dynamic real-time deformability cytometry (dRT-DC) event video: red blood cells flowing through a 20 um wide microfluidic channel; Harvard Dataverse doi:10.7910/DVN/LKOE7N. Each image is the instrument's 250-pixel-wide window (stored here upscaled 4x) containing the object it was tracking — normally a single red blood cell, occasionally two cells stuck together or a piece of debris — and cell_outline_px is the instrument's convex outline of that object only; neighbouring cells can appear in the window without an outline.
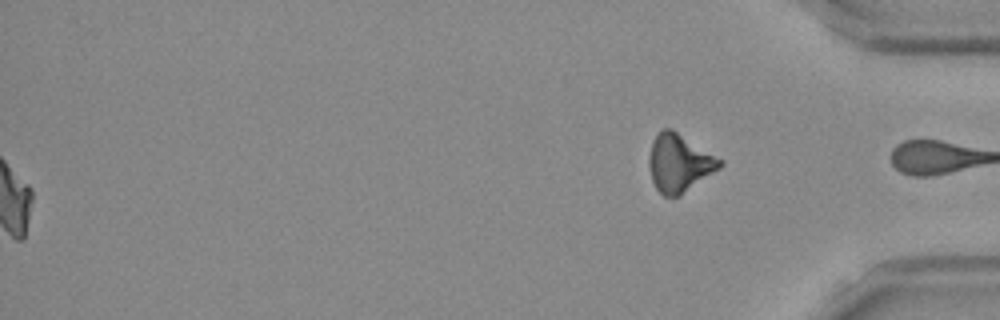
{"species": "Egyptian fruit bat (a non-hibernating species)", "species_latin": "Rousettus aegyptiacus", "temperature_condition": "room temperature", "stored_images_in_passage": 52, "segment_of_instrument_passage": [2, 2], "camera_frame_rate_fps": 3000, "um_per_image_px": 0.085, "frame": {"image": 1, "passage_image": 52, "time_ms": 17.0, "image_size_px": [1000, 320], "cell_outline_px": [[724, 164], [720, 168], [680, 196], [664, 196], [656, 188], [652, 180], [648, 164], [648, 160], [652, 140], [664, 128], [672, 128], [724, 160]], "centroid_in_image_um": [57.75, 13.85], "position_along_channel_um": 377.4, "area_um2": 23.99}}